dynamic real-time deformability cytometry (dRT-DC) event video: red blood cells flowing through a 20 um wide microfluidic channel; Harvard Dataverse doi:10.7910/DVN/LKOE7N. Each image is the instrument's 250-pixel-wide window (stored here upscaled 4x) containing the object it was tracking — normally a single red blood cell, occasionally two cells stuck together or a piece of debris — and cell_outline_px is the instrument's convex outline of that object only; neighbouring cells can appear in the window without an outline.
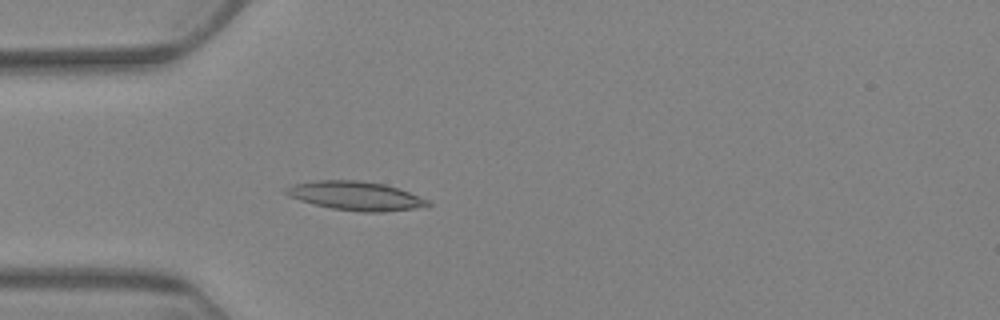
{"species": "Egyptian fruit bat (a non-hibernating species)", "species_latin": "Rousettus aegyptiacus", "temperature_condition": "warm", "stored_images_in_passage": 5, "camera_frame_rate_fps": 3000, "um_per_image_px": 0.085, "animal": {"sex": "female"}, "frame": {"image": 1, "passage_image": 5, "time_ms": 4.667, "image_size_px": [1000, 320], "cell_outline_px": [[432, 204], [412, 208], [380, 212], [364, 212], [332, 208], [300, 200], [288, 196], [284, 192], [284, 188], [292, 184], [316, 180], [360, 180], [384, 184], [408, 192], [428, 200]], "centroid_in_image_um": [30.16, 16.63], "position_along_channel_um": 54.8, "area_um2": 23.47}}